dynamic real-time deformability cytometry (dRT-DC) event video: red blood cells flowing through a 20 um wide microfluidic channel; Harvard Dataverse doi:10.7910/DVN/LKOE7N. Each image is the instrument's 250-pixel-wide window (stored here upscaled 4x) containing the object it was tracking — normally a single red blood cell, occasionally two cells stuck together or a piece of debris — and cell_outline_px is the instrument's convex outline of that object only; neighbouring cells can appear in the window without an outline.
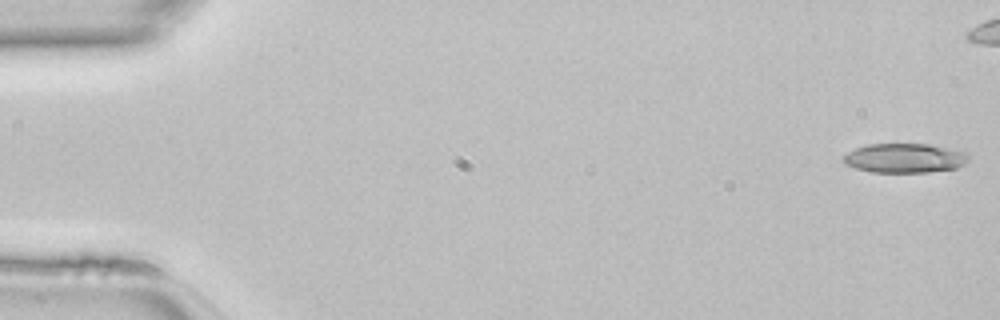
{"species": "common noctule bat (a hibernating species)", "species_latin": "Nyctalus noctula", "temperature_condition": "room temperature", "stored_images_in_passage": 41, "camera_frame_rate_fps": 3000, "um_per_image_px": 0.085, "animal": {"sex": "female", "body_mass_g": 22.7, "forearm_length_mm": 54.2}, "frame": {"image": 1, "passage_image": 1, "time_ms": 0.0, "image_size_px": [1000, 320], "cell_outline_px": [[968, 160], [964, 164], [956, 168], [928, 172], [872, 172], [856, 168], [844, 164], [844, 156], [848, 152], [856, 148], [868, 144], [928, 144], [948, 148], [964, 152], [968, 156]], "centroid_in_image_um": [76.88, 13.44], "position_along_channel_um": 8.1, "area_um2": 21.21}}
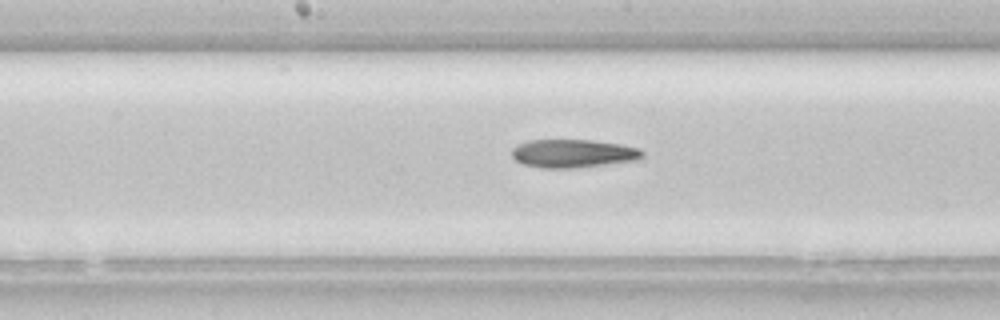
{"frame": {"image": 2, "passage_image": 24, "time_ms": 7.667, "image_size_px": [1000, 320], "cell_outline_px": [[644, 156], [640, 160], [576, 168], [540, 168], [524, 164], [516, 160], [512, 156], [512, 148], [528, 140], [592, 140], [620, 144], [640, 148], [644, 152]], "centroid_in_image_um": [48.76, 13.05], "position_along_channel_um": 199.4, "area_um2": 21.68}}